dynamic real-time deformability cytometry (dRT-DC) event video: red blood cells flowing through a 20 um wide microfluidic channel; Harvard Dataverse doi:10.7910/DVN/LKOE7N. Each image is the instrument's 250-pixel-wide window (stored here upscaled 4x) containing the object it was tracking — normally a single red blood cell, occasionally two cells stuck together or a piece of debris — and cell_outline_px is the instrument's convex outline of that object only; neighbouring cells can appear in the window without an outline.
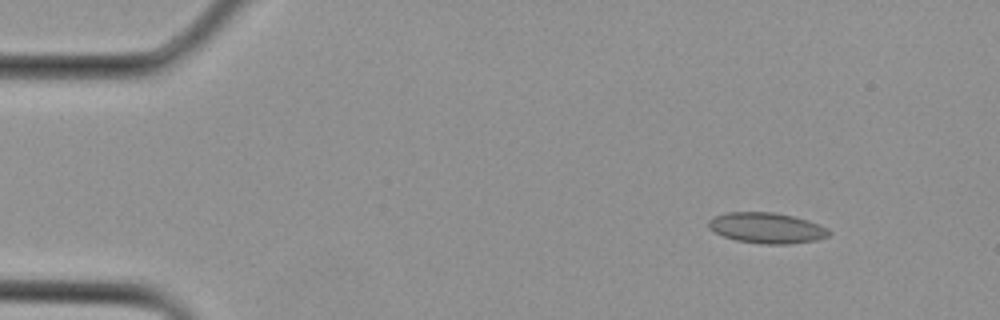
{"species": "Egyptian fruit bat (a non-hibernating species)", "species_latin": "Rousettus aegyptiacus", "temperature_condition": "cold", "stored_images_in_passage": 3, "camera_frame_rate_fps": 3000, "um_per_image_px": 0.085, "animal": {"sex": "female"}, "frame": {"image": 1, "passage_image": 1, "time_ms": 0.0, "image_size_px": [1000, 320], "cell_outline_px": [[832, 232], [828, 236], [816, 240], [788, 244], [764, 244], [736, 240], [724, 236], [708, 228], [708, 220], [716, 216], [728, 212], [772, 212], [792, 216], [808, 220], [828, 228]], "centroid_in_image_um": [65.19, 19.38], "position_along_channel_um": 19.8, "area_um2": 21.39}}